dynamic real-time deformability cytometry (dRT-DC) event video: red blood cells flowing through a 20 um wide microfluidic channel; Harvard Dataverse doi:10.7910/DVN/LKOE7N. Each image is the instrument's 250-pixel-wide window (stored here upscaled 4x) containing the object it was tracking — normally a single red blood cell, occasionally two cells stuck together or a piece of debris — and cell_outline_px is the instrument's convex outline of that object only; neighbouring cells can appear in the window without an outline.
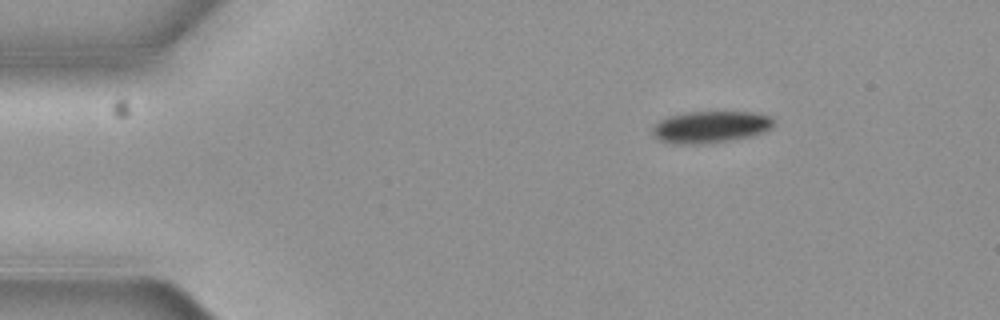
{"species": "common noctule bat (a hibernating species)", "species_latin": "Nyctalus noctula", "temperature_condition": "cold", "stored_images_in_passage": 3, "camera_frame_rate_fps": 3000, "um_per_image_px": 0.085, "animal": {"sex": "female", "body_mass_g": 19.3, "forearm_length_mm": 54.1}, "frame": {"image": 1, "passage_image": 3, "time_ms": 0.667, "image_size_px": [1000, 320], "cell_outline_px": [[772, 124], [764, 132], [752, 136], [728, 140], [700, 144], [676, 144], [660, 140], [652, 132], [652, 128], [660, 120], [668, 116], [688, 112], [752, 112], [772, 116]], "centroid_in_image_um": [60.38, 10.78], "position_along_channel_um": 24.6, "area_um2": 22.2}}